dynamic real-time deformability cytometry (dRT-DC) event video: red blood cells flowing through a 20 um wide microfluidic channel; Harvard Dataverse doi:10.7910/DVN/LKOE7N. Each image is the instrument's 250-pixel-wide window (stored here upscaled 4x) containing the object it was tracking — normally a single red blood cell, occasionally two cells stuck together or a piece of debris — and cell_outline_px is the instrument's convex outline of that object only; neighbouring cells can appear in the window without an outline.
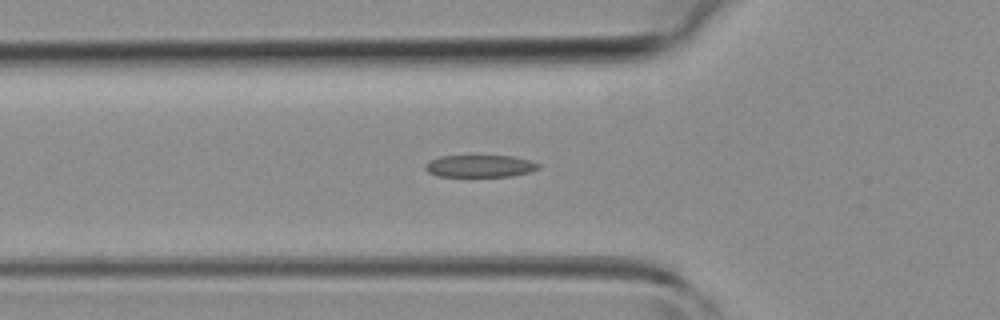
{"species": "common noctule bat (a hibernating species)", "species_latin": "Nyctalus noctula", "temperature_condition": "room temperature", "stored_images_in_passage": 18, "camera_frame_rate_fps": 3000, "um_per_image_px": 0.085, "animal": {"sex": "female", "body_mass_g": 19.3, "forearm_length_mm": 54.1}, "frame": {"image": 1, "passage_image": 15, "time_ms": 4.667, "image_size_px": [1000, 320], "cell_outline_px": [[540, 168], [532, 172], [512, 176], [436, 176], [428, 172], [424, 168], [424, 164], [428, 160], [440, 156], [516, 156], [532, 160], [540, 164]], "centroid_in_image_um": [40.82, 14.11], "position_along_channel_um": 85.0, "area_um2": 14.91}}